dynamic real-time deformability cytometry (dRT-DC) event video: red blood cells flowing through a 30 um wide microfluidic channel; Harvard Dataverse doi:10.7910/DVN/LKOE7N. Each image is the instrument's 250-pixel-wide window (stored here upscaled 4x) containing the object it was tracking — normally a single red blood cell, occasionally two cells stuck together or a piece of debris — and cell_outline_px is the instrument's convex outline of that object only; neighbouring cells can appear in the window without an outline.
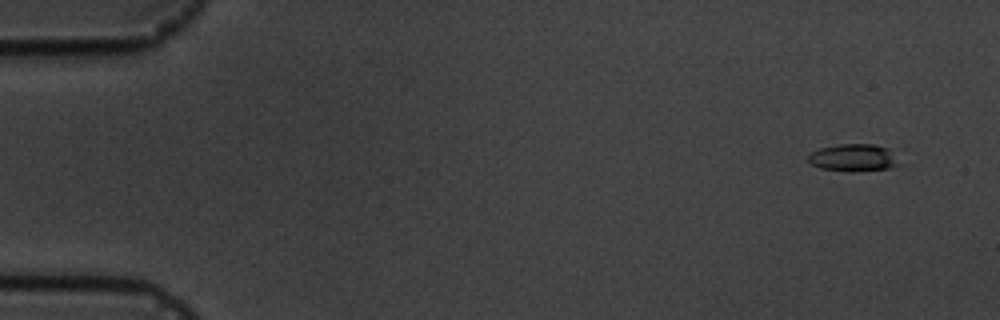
{"species": "common noctule bat (a hibernating species)", "species_latin": "Nyctalus noctula", "temperature_condition": "cold", "stored_images_in_passage": 5, "camera_frame_rate_fps": 3000, "um_per_image_px": 0.085, "animal": {"sex": "male", "body_mass_g": 19.5, "forearm_length_mm": 54.6}, "frame": {"image": 1, "passage_image": 1, "time_ms": 0.0, "image_size_px": [1000, 320], "cell_outline_px": [[904, 164], [892, 168], [820, 168], [812, 164], [808, 160], [808, 156], [812, 152], [820, 148], [840, 144], [872, 144], [888, 148]], "centroid_in_image_um": [72.62, 13.34], "position_along_channel_um": 12.4, "area_um2": 13.64}}
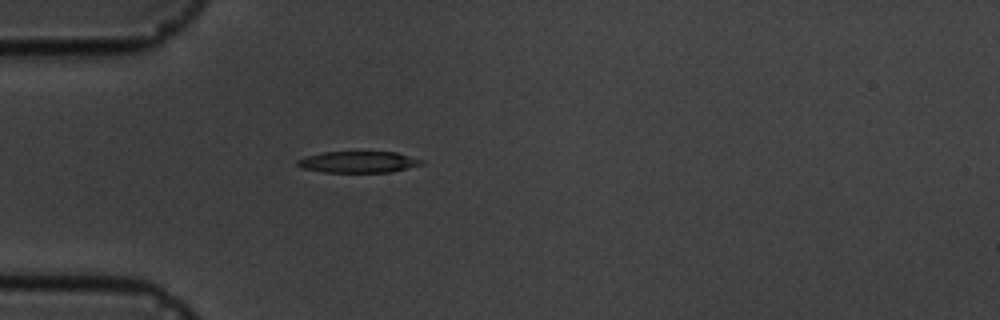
{"frame": {"image": 2, "passage_image": 5, "time_ms": 4.333, "image_size_px": [1000, 320], "cell_outline_px": [[424, 164], [392, 172], [324, 172], [300, 168], [296, 164], [296, 160], [304, 156], [324, 152], [396, 152], [424, 160]], "centroid_in_image_um": [30.44, 13.77], "position_along_channel_um": 54.6, "area_um2": 15.61}}